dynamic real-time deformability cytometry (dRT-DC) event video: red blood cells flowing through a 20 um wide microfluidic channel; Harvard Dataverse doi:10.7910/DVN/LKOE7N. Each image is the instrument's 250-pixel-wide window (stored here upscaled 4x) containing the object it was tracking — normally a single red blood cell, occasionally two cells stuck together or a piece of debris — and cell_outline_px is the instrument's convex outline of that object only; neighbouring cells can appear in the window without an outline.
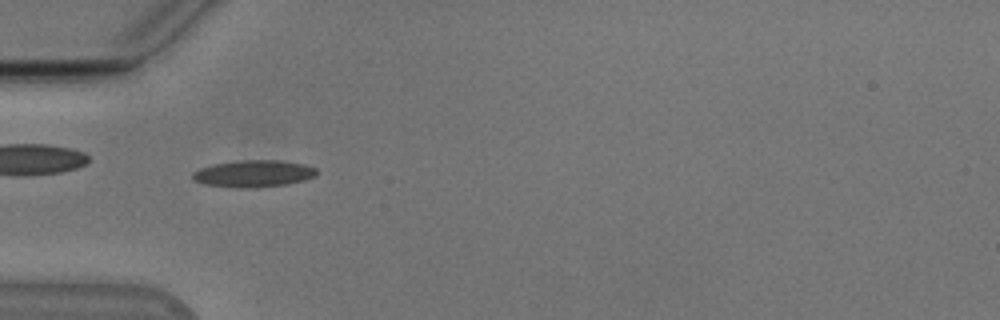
{"species": "Egyptian fruit bat (a non-hibernating species)", "species_latin": "Rousettus aegyptiacus", "temperature_condition": "cold", "stored_images_in_passage": 51, "camera_frame_rate_fps": 3000, "um_per_image_px": 0.085, "animal": {"sex": "male"}, "frame": {"image": 1, "passage_image": 15, "time_ms": 4.667, "image_size_px": [1000, 320], "cell_outline_px": [[316, 176], [304, 180], [288, 184], [256, 188], [240, 188], [204, 184], [192, 180], [192, 172], [200, 168], [216, 164], [244, 160], [284, 160], [304, 164], [316, 168]], "centroid_in_image_um": [21.57, 14.76], "position_along_channel_um": 63.4, "area_um2": 19.54}}
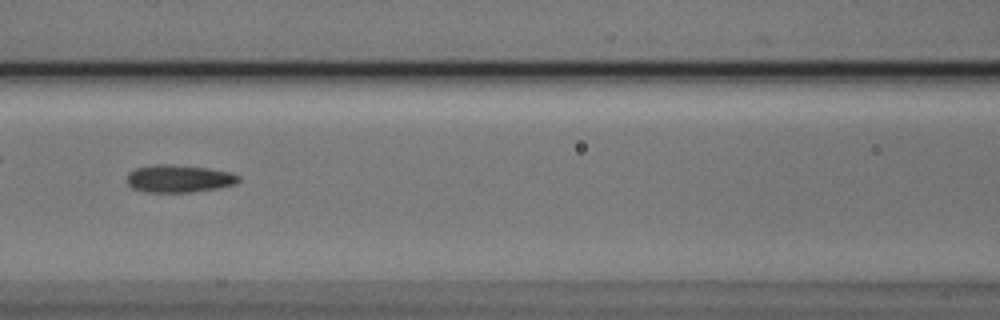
{"frame": {"image": 2, "passage_image": 22, "time_ms": 7.0, "image_size_px": [1000, 320], "cell_outline_px": [[240, 180], [236, 184], [220, 188], [192, 192], [144, 192], [132, 188], [128, 184], [128, 172], [136, 168], [156, 164], [168, 164], [208, 168], [232, 172], [240, 176]], "centroid_in_image_um": [15.24, 15.19], "position_along_channel_um": 151.4, "area_um2": 18.09}, "authors_computed_cell_mechanics": {"area_um2": 17.2244, "velocity_mm_per_s": 3.852, "shape_relaxation_time_tau1_ms": 4.957, "shape_relaxation_time_tau2_ms": 2.4705, "deformation_change_tau1": 0.1594, "deformation_change_tau2": 0.1008}}